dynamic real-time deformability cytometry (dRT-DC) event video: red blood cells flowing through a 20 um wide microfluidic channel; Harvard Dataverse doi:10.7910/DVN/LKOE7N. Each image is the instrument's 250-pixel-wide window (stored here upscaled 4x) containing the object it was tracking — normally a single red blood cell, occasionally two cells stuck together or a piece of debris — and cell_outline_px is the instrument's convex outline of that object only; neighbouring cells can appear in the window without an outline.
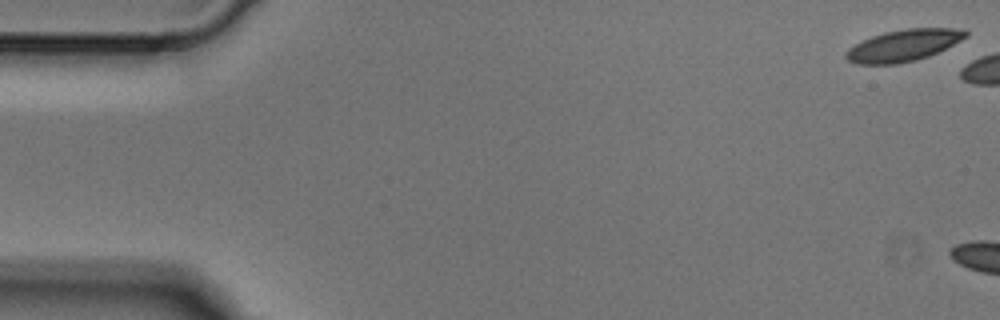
{"species": "Egyptian fruit bat (a non-hibernating species)", "species_latin": "Rousettus aegyptiacus", "temperature_condition": "cold", "stored_images_in_passage": 2, "camera_frame_rate_fps": 3000, "um_per_image_px": 0.085, "animal": {"sex": "male"}, "frame": {"image": 1, "passage_image": 1, "time_ms": 0.0, "image_size_px": [1000, 320], "cell_outline_px": [[968, 36], [928, 56], [916, 60], [896, 64], [856, 64], [848, 60], [844, 56], [848, 48], [872, 36], [884, 32], [908, 28], [964, 28], [968, 32]], "centroid_in_image_um": [76.79, 3.85], "position_along_channel_um": 8.2, "area_um2": 21.91}}